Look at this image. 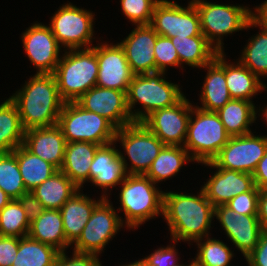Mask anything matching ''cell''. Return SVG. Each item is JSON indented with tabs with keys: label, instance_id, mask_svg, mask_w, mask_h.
Instances as JSON below:
<instances>
[{
	"label": "cell",
	"instance_id": "43",
	"mask_svg": "<svg viewBox=\"0 0 267 266\" xmlns=\"http://www.w3.org/2000/svg\"><path fill=\"white\" fill-rule=\"evenodd\" d=\"M66 254V251L60 252L53 266H102L99 256L96 254L73 251L70 258Z\"/></svg>",
	"mask_w": 267,
	"mask_h": 266
},
{
	"label": "cell",
	"instance_id": "30",
	"mask_svg": "<svg viewBox=\"0 0 267 266\" xmlns=\"http://www.w3.org/2000/svg\"><path fill=\"white\" fill-rule=\"evenodd\" d=\"M170 39L177 50L182 69L183 64L201 69L209 64L218 53L205 36H175Z\"/></svg>",
	"mask_w": 267,
	"mask_h": 266
},
{
	"label": "cell",
	"instance_id": "47",
	"mask_svg": "<svg viewBox=\"0 0 267 266\" xmlns=\"http://www.w3.org/2000/svg\"><path fill=\"white\" fill-rule=\"evenodd\" d=\"M254 184L259 190L267 189V151L258 162L255 171L252 174Z\"/></svg>",
	"mask_w": 267,
	"mask_h": 266
},
{
	"label": "cell",
	"instance_id": "1",
	"mask_svg": "<svg viewBox=\"0 0 267 266\" xmlns=\"http://www.w3.org/2000/svg\"><path fill=\"white\" fill-rule=\"evenodd\" d=\"M197 193L164 192L163 218L172 240L190 243L210 235L214 206L202 188Z\"/></svg>",
	"mask_w": 267,
	"mask_h": 266
},
{
	"label": "cell",
	"instance_id": "31",
	"mask_svg": "<svg viewBox=\"0 0 267 266\" xmlns=\"http://www.w3.org/2000/svg\"><path fill=\"white\" fill-rule=\"evenodd\" d=\"M189 162L195 163L184 146L164 145L145 175L157 184L170 180Z\"/></svg>",
	"mask_w": 267,
	"mask_h": 266
},
{
	"label": "cell",
	"instance_id": "29",
	"mask_svg": "<svg viewBox=\"0 0 267 266\" xmlns=\"http://www.w3.org/2000/svg\"><path fill=\"white\" fill-rule=\"evenodd\" d=\"M78 190L80 189L62 171L58 170L31 192L45 209L60 210L62 205Z\"/></svg>",
	"mask_w": 267,
	"mask_h": 266
},
{
	"label": "cell",
	"instance_id": "21",
	"mask_svg": "<svg viewBox=\"0 0 267 266\" xmlns=\"http://www.w3.org/2000/svg\"><path fill=\"white\" fill-rule=\"evenodd\" d=\"M213 168H216V172L201 188L214 207L227 204L237 195L250 191L255 186L252 174Z\"/></svg>",
	"mask_w": 267,
	"mask_h": 266
},
{
	"label": "cell",
	"instance_id": "25",
	"mask_svg": "<svg viewBox=\"0 0 267 266\" xmlns=\"http://www.w3.org/2000/svg\"><path fill=\"white\" fill-rule=\"evenodd\" d=\"M100 145L90 142L66 143L64 160L60 168L79 189L89 182V171L96 150Z\"/></svg>",
	"mask_w": 267,
	"mask_h": 266
},
{
	"label": "cell",
	"instance_id": "6",
	"mask_svg": "<svg viewBox=\"0 0 267 266\" xmlns=\"http://www.w3.org/2000/svg\"><path fill=\"white\" fill-rule=\"evenodd\" d=\"M229 138L217 112L193 105L184 148L194 161L198 164L212 161Z\"/></svg>",
	"mask_w": 267,
	"mask_h": 266
},
{
	"label": "cell",
	"instance_id": "39",
	"mask_svg": "<svg viewBox=\"0 0 267 266\" xmlns=\"http://www.w3.org/2000/svg\"><path fill=\"white\" fill-rule=\"evenodd\" d=\"M160 0H120L121 10L133 25H148Z\"/></svg>",
	"mask_w": 267,
	"mask_h": 266
},
{
	"label": "cell",
	"instance_id": "24",
	"mask_svg": "<svg viewBox=\"0 0 267 266\" xmlns=\"http://www.w3.org/2000/svg\"><path fill=\"white\" fill-rule=\"evenodd\" d=\"M78 190L60 208L66 242L71 246L81 236L82 230L91 217L95 206L103 199L94 200Z\"/></svg>",
	"mask_w": 267,
	"mask_h": 266
},
{
	"label": "cell",
	"instance_id": "5",
	"mask_svg": "<svg viewBox=\"0 0 267 266\" xmlns=\"http://www.w3.org/2000/svg\"><path fill=\"white\" fill-rule=\"evenodd\" d=\"M164 72L134 75L127 96V107L134 122H142L153 111L176 104L184 94L179 84L165 80ZM141 103L143 110L134 109Z\"/></svg>",
	"mask_w": 267,
	"mask_h": 266
},
{
	"label": "cell",
	"instance_id": "15",
	"mask_svg": "<svg viewBox=\"0 0 267 266\" xmlns=\"http://www.w3.org/2000/svg\"><path fill=\"white\" fill-rule=\"evenodd\" d=\"M22 43L26 55L36 73L53 74L61 59V46L57 42L50 26L34 23L22 33Z\"/></svg>",
	"mask_w": 267,
	"mask_h": 266
},
{
	"label": "cell",
	"instance_id": "32",
	"mask_svg": "<svg viewBox=\"0 0 267 266\" xmlns=\"http://www.w3.org/2000/svg\"><path fill=\"white\" fill-rule=\"evenodd\" d=\"M13 152L16 154L20 174L27 192H31L58 171L54 165L31 153L23 144Z\"/></svg>",
	"mask_w": 267,
	"mask_h": 266
},
{
	"label": "cell",
	"instance_id": "37",
	"mask_svg": "<svg viewBox=\"0 0 267 266\" xmlns=\"http://www.w3.org/2000/svg\"><path fill=\"white\" fill-rule=\"evenodd\" d=\"M0 189L11 199H18L27 193L16 154L13 151L0 153Z\"/></svg>",
	"mask_w": 267,
	"mask_h": 266
},
{
	"label": "cell",
	"instance_id": "9",
	"mask_svg": "<svg viewBox=\"0 0 267 266\" xmlns=\"http://www.w3.org/2000/svg\"><path fill=\"white\" fill-rule=\"evenodd\" d=\"M114 142L116 144L120 142L124 154L128 156L127 158L119 150L126 173L142 175L147 173L165 145L142 122H134L117 129ZM126 158L130 159L131 166L128 165Z\"/></svg>",
	"mask_w": 267,
	"mask_h": 266
},
{
	"label": "cell",
	"instance_id": "53",
	"mask_svg": "<svg viewBox=\"0 0 267 266\" xmlns=\"http://www.w3.org/2000/svg\"><path fill=\"white\" fill-rule=\"evenodd\" d=\"M189 266H195L192 262L189 263Z\"/></svg>",
	"mask_w": 267,
	"mask_h": 266
},
{
	"label": "cell",
	"instance_id": "17",
	"mask_svg": "<svg viewBox=\"0 0 267 266\" xmlns=\"http://www.w3.org/2000/svg\"><path fill=\"white\" fill-rule=\"evenodd\" d=\"M75 102L83 109L101 115L116 129L134 123L124 91L94 86Z\"/></svg>",
	"mask_w": 267,
	"mask_h": 266
},
{
	"label": "cell",
	"instance_id": "41",
	"mask_svg": "<svg viewBox=\"0 0 267 266\" xmlns=\"http://www.w3.org/2000/svg\"><path fill=\"white\" fill-rule=\"evenodd\" d=\"M260 191L254 186L250 191L237 195L225 205L243 215H257Z\"/></svg>",
	"mask_w": 267,
	"mask_h": 266
},
{
	"label": "cell",
	"instance_id": "11",
	"mask_svg": "<svg viewBox=\"0 0 267 266\" xmlns=\"http://www.w3.org/2000/svg\"><path fill=\"white\" fill-rule=\"evenodd\" d=\"M116 211L111 201L103 198L95 206L81 236L73 244V251L99 256L117 232L126 227L123 225V218Z\"/></svg>",
	"mask_w": 267,
	"mask_h": 266
},
{
	"label": "cell",
	"instance_id": "18",
	"mask_svg": "<svg viewBox=\"0 0 267 266\" xmlns=\"http://www.w3.org/2000/svg\"><path fill=\"white\" fill-rule=\"evenodd\" d=\"M214 217L230 241L246 258L258 244L263 232L257 215H243L226 205L214 207Z\"/></svg>",
	"mask_w": 267,
	"mask_h": 266
},
{
	"label": "cell",
	"instance_id": "26",
	"mask_svg": "<svg viewBox=\"0 0 267 266\" xmlns=\"http://www.w3.org/2000/svg\"><path fill=\"white\" fill-rule=\"evenodd\" d=\"M258 109L252 101L231 99L217 113L230 137L252 133L250 126L257 120Z\"/></svg>",
	"mask_w": 267,
	"mask_h": 266
},
{
	"label": "cell",
	"instance_id": "40",
	"mask_svg": "<svg viewBox=\"0 0 267 266\" xmlns=\"http://www.w3.org/2000/svg\"><path fill=\"white\" fill-rule=\"evenodd\" d=\"M153 50L156 71L166 73L168 66L181 68L177 50L170 38L158 35Z\"/></svg>",
	"mask_w": 267,
	"mask_h": 266
},
{
	"label": "cell",
	"instance_id": "50",
	"mask_svg": "<svg viewBox=\"0 0 267 266\" xmlns=\"http://www.w3.org/2000/svg\"><path fill=\"white\" fill-rule=\"evenodd\" d=\"M11 201V198L0 189V211Z\"/></svg>",
	"mask_w": 267,
	"mask_h": 266
},
{
	"label": "cell",
	"instance_id": "12",
	"mask_svg": "<svg viewBox=\"0 0 267 266\" xmlns=\"http://www.w3.org/2000/svg\"><path fill=\"white\" fill-rule=\"evenodd\" d=\"M267 151V135L253 133L230 137L227 144L205 166L253 174Z\"/></svg>",
	"mask_w": 267,
	"mask_h": 266
},
{
	"label": "cell",
	"instance_id": "34",
	"mask_svg": "<svg viewBox=\"0 0 267 266\" xmlns=\"http://www.w3.org/2000/svg\"><path fill=\"white\" fill-rule=\"evenodd\" d=\"M251 27H259L260 32L248 39V43L243 48L238 60L259 79L262 76L267 78V27L257 25L250 20L245 30Z\"/></svg>",
	"mask_w": 267,
	"mask_h": 266
},
{
	"label": "cell",
	"instance_id": "20",
	"mask_svg": "<svg viewBox=\"0 0 267 266\" xmlns=\"http://www.w3.org/2000/svg\"><path fill=\"white\" fill-rule=\"evenodd\" d=\"M115 142L100 146L90 165L89 182L103 189V198H108L106 191L120 185L127 173Z\"/></svg>",
	"mask_w": 267,
	"mask_h": 266
},
{
	"label": "cell",
	"instance_id": "52",
	"mask_svg": "<svg viewBox=\"0 0 267 266\" xmlns=\"http://www.w3.org/2000/svg\"><path fill=\"white\" fill-rule=\"evenodd\" d=\"M260 111L263 112L261 116H264V118H265V120H266V124H267V105H266L265 108L262 107L261 109H259V112H260Z\"/></svg>",
	"mask_w": 267,
	"mask_h": 266
},
{
	"label": "cell",
	"instance_id": "44",
	"mask_svg": "<svg viewBox=\"0 0 267 266\" xmlns=\"http://www.w3.org/2000/svg\"><path fill=\"white\" fill-rule=\"evenodd\" d=\"M18 247V237L0 236V266H12Z\"/></svg>",
	"mask_w": 267,
	"mask_h": 266
},
{
	"label": "cell",
	"instance_id": "38",
	"mask_svg": "<svg viewBox=\"0 0 267 266\" xmlns=\"http://www.w3.org/2000/svg\"><path fill=\"white\" fill-rule=\"evenodd\" d=\"M30 222L18 199L11 201L0 211V236H28Z\"/></svg>",
	"mask_w": 267,
	"mask_h": 266
},
{
	"label": "cell",
	"instance_id": "36",
	"mask_svg": "<svg viewBox=\"0 0 267 266\" xmlns=\"http://www.w3.org/2000/svg\"><path fill=\"white\" fill-rule=\"evenodd\" d=\"M195 242L198 252L191 261L195 266H231L229 263L234 257V251L223 241L208 236Z\"/></svg>",
	"mask_w": 267,
	"mask_h": 266
},
{
	"label": "cell",
	"instance_id": "3",
	"mask_svg": "<svg viewBox=\"0 0 267 266\" xmlns=\"http://www.w3.org/2000/svg\"><path fill=\"white\" fill-rule=\"evenodd\" d=\"M118 211H123V224L127 229H136L145 221L163 216L164 191L146 175L127 174L120 184ZM125 221V222H124Z\"/></svg>",
	"mask_w": 267,
	"mask_h": 266
},
{
	"label": "cell",
	"instance_id": "22",
	"mask_svg": "<svg viewBox=\"0 0 267 266\" xmlns=\"http://www.w3.org/2000/svg\"><path fill=\"white\" fill-rule=\"evenodd\" d=\"M66 140L61 129L51 127L31 128L25 130L23 145L33 154L39 156L60 170L66 147Z\"/></svg>",
	"mask_w": 267,
	"mask_h": 266
},
{
	"label": "cell",
	"instance_id": "35",
	"mask_svg": "<svg viewBox=\"0 0 267 266\" xmlns=\"http://www.w3.org/2000/svg\"><path fill=\"white\" fill-rule=\"evenodd\" d=\"M55 247L39 242L29 236L19 238L16 259L12 266H53L58 254Z\"/></svg>",
	"mask_w": 267,
	"mask_h": 266
},
{
	"label": "cell",
	"instance_id": "4",
	"mask_svg": "<svg viewBox=\"0 0 267 266\" xmlns=\"http://www.w3.org/2000/svg\"><path fill=\"white\" fill-rule=\"evenodd\" d=\"M64 102H75L96 86L98 61L95 46L65 50L53 73Z\"/></svg>",
	"mask_w": 267,
	"mask_h": 266
},
{
	"label": "cell",
	"instance_id": "42",
	"mask_svg": "<svg viewBox=\"0 0 267 266\" xmlns=\"http://www.w3.org/2000/svg\"><path fill=\"white\" fill-rule=\"evenodd\" d=\"M172 242L173 245L155 249L153 253L142 258V260L147 266H186L184 264H178L180 257H178V250L175 248L176 245H174L177 241L172 240Z\"/></svg>",
	"mask_w": 267,
	"mask_h": 266
},
{
	"label": "cell",
	"instance_id": "48",
	"mask_svg": "<svg viewBox=\"0 0 267 266\" xmlns=\"http://www.w3.org/2000/svg\"><path fill=\"white\" fill-rule=\"evenodd\" d=\"M257 216L263 231L267 232V189L260 191Z\"/></svg>",
	"mask_w": 267,
	"mask_h": 266
},
{
	"label": "cell",
	"instance_id": "28",
	"mask_svg": "<svg viewBox=\"0 0 267 266\" xmlns=\"http://www.w3.org/2000/svg\"><path fill=\"white\" fill-rule=\"evenodd\" d=\"M28 236L51 245L60 252L66 251L70 247L66 242L60 210L45 209L37 219L30 223Z\"/></svg>",
	"mask_w": 267,
	"mask_h": 266
},
{
	"label": "cell",
	"instance_id": "19",
	"mask_svg": "<svg viewBox=\"0 0 267 266\" xmlns=\"http://www.w3.org/2000/svg\"><path fill=\"white\" fill-rule=\"evenodd\" d=\"M131 33L119 43L135 75L156 72L154 46L158 34L148 25H135Z\"/></svg>",
	"mask_w": 267,
	"mask_h": 266
},
{
	"label": "cell",
	"instance_id": "45",
	"mask_svg": "<svg viewBox=\"0 0 267 266\" xmlns=\"http://www.w3.org/2000/svg\"><path fill=\"white\" fill-rule=\"evenodd\" d=\"M18 200L21 203L30 223L37 219L45 210L42 203L33 195L32 192L25 193L19 197Z\"/></svg>",
	"mask_w": 267,
	"mask_h": 266
},
{
	"label": "cell",
	"instance_id": "7",
	"mask_svg": "<svg viewBox=\"0 0 267 266\" xmlns=\"http://www.w3.org/2000/svg\"><path fill=\"white\" fill-rule=\"evenodd\" d=\"M57 126L67 143L90 142L100 146L114 142L117 130L107 119L76 102L63 104Z\"/></svg>",
	"mask_w": 267,
	"mask_h": 266
},
{
	"label": "cell",
	"instance_id": "33",
	"mask_svg": "<svg viewBox=\"0 0 267 266\" xmlns=\"http://www.w3.org/2000/svg\"><path fill=\"white\" fill-rule=\"evenodd\" d=\"M25 130L16 104L6 99L0 104V153H8L21 146Z\"/></svg>",
	"mask_w": 267,
	"mask_h": 266
},
{
	"label": "cell",
	"instance_id": "16",
	"mask_svg": "<svg viewBox=\"0 0 267 266\" xmlns=\"http://www.w3.org/2000/svg\"><path fill=\"white\" fill-rule=\"evenodd\" d=\"M98 61L96 86L127 93L134 73L128 64L122 46L118 43H98L95 46Z\"/></svg>",
	"mask_w": 267,
	"mask_h": 266
},
{
	"label": "cell",
	"instance_id": "51",
	"mask_svg": "<svg viewBox=\"0 0 267 266\" xmlns=\"http://www.w3.org/2000/svg\"><path fill=\"white\" fill-rule=\"evenodd\" d=\"M121 266H147L146 265V263L142 260V259H140V260H137V261H135V262H131V263H129V264H122Z\"/></svg>",
	"mask_w": 267,
	"mask_h": 266
},
{
	"label": "cell",
	"instance_id": "8",
	"mask_svg": "<svg viewBox=\"0 0 267 266\" xmlns=\"http://www.w3.org/2000/svg\"><path fill=\"white\" fill-rule=\"evenodd\" d=\"M191 1L199 13L202 34L218 52H224V36L245 30L251 20V9L247 6Z\"/></svg>",
	"mask_w": 267,
	"mask_h": 266
},
{
	"label": "cell",
	"instance_id": "46",
	"mask_svg": "<svg viewBox=\"0 0 267 266\" xmlns=\"http://www.w3.org/2000/svg\"><path fill=\"white\" fill-rule=\"evenodd\" d=\"M245 259L248 266H267V232H262L258 244Z\"/></svg>",
	"mask_w": 267,
	"mask_h": 266
},
{
	"label": "cell",
	"instance_id": "13",
	"mask_svg": "<svg viewBox=\"0 0 267 266\" xmlns=\"http://www.w3.org/2000/svg\"><path fill=\"white\" fill-rule=\"evenodd\" d=\"M150 25L159 36L167 38L204 36L198 10L192 1L183 7L174 0H160L154 8Z\"/></svg>",
	"mask_w": 267,
	"mask_h": 266
},
{
	"label": "cell",
	"instance_id": "2",
	"mask_svg": "<svg viewBox=\"0 0 267 266\" xmlns=\"http://www.w3.org/2000/svg\"><path fill=\"white\" fill-rule=\"evenodd\" d=\"M9 98L18 108L24 130L57 125L65 103L53 74H34Z\"/></svg>",
	"mask_w": 267,
	"mask_h": 266
},
{
	"label": "cell",
	"instance_id": "23",
	"mask_svg": "<svg viewBox=\"0 0 267 266\" xmlns=\"http://www.w3.org/2000/svg\"><path fill=\"white\" fill-rule=\"evenodd\" d=\"M225 53L218 52L215 58L203 68L207 70L200 95L199 108L217 112L232 98L229 94L225 78Z\"/></svg>",
	"mask_w": 267,
	"mask_h": 266
},
{
	"label": "cell",
	"instance_id": "10",
	"mask_svg": "<svg viewBox=\"0 0 267 266\" xmlns=\"http://www.w3.org/2000/svg\"><path fill=\"white\" fill-rule=\"evenodd\" d=\"M95 13L64 3L51 16L50 28L57 42L64 50L93 47Z\"/></svg>",
	"mask_w": 267,
	"mask_h": 266
},
{
	"label": "cell",
	"instance_id": "49",
	"mask_svg": "<svg viewBox=\"0 0 267 266\" xmlns=\"http://www.w3.org/2000/svg\"><path fill=\"white\" fill-rule=\"evenodd\" d=\"M253 9L255 11L251 10V20L257 25L267 27V0Z\"/></svg>",
	"mask_w": 267,
	"mask_h": 266
},
{
	"label": "cell",
	"instance_id": "27",
	"mask_svg": "<svg viewBox=\"0 0 267 266\" xmlns=\"http://www.w3.org/2000/svg\"><path fill=\"white\" fill-rule=\"evenodd\" d=\"M225 57V78L227 88L232 99L253 101V97L263 90L266 84L245 67L239 60L228 63Z\"/></svg>",
	"mask_w": 267,
	"mask_h": 266
},
{
	"label": "cell",
	"instance_id": "14",
	"mask_svg": "<svg viewBox=\"0 0 267 266\" xmlns=\"http://www.w3.org/2000/svg\"><path fill=\"white\" fill-rule=\"evenodd\" d=\"M192 107L184 95L176 104L153 111L142 123L165 145L184 146Z\"/></svg>",
	"mask_w": 267,
	"mask_h": 266
}]
</instances>
